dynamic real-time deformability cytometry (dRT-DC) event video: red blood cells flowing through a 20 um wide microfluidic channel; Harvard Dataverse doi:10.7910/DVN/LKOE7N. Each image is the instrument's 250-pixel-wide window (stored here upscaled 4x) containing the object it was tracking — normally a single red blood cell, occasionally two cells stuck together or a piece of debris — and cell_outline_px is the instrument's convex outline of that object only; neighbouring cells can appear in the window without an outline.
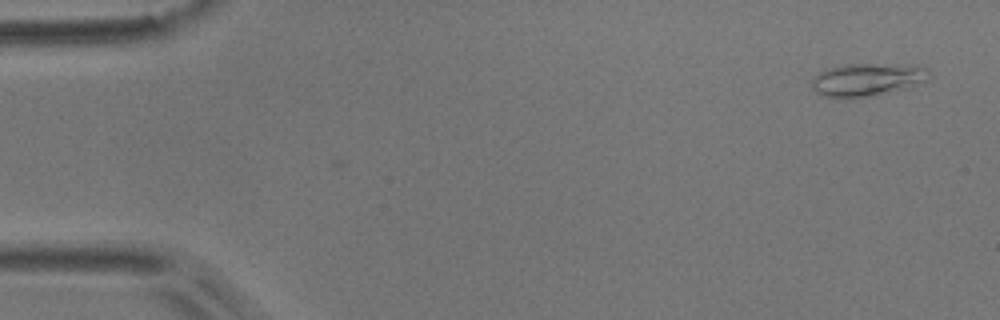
{"species": "common noctule bat (a hibernating species)", "species_latin": "Nyctalus noctula", "temperature_condition": "room temperature", "stored_images_in_passage": 2, "camera_frame_rate_fps": 3000, "um_per_image_px": 0.085, "animal": {"sex": "male", "body_mass_g": 17.9}, "frame": {"image": 1, "passage_image": 2, "time_ms": 0.333, "image_size_px": [1000, 320], "cell_outline_px": [[932, 72], [928, 80], [880, 96], [824, 96], [816, 92], [812, 88], [812, 80], [820, 72], [828, 68], [844, 64], [920, 64], [928, 68]], "centroid_in_image_um": [73.82, 6.73], "position_along_channel_um": 11.2, "area_um2": 22.54}}